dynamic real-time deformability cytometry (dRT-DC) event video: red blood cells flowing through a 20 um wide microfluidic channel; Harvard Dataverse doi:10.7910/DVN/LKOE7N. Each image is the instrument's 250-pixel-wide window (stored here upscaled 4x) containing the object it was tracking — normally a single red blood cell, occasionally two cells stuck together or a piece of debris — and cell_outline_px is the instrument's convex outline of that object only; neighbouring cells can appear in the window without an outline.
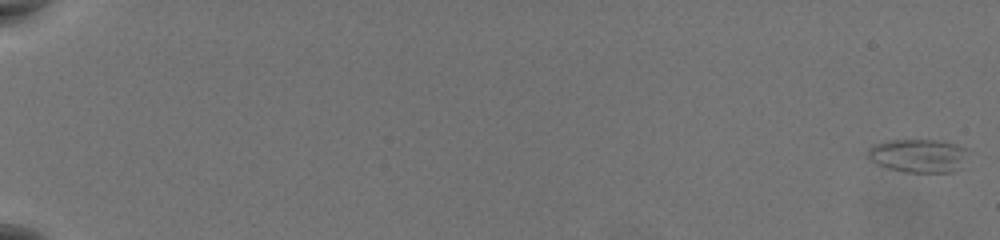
{"species": "common noctule bat (a hibernating species)", "species_latin": "Nyctalus noctula", "temperature_condition": "warm", "stored_images_in_passage": 62, "camera_frame_rate_fps": 3000, "um_per_image_px": 0.085, "animal": {"sex": "female", "body_mass_g": 19.5, "forearm_length_mm": 54.1}, "frame": {"image": 1, "passage_image": 1, "time_ms": 0.0, "image_size_px": [1000, 240], "cell_outline_px": [[968, 148], [952, 172], [904, 172], [888, 168], [876, 164], [868, 156], [868, 148], [872, 144], [888, 140], [936, 140], [956, 144]], "centroid_in_image_um": [77.94, 13.21], "position_along_channel_um": 7.1, "area_um2": 19.07}}
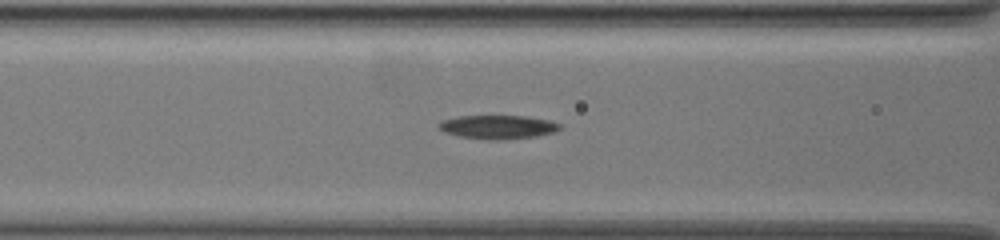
{"frame": {"image": 2, "passage_image": 30, "time_ms": 9.667, "image_size_px": [1000, 240], "cell_outline_px": [[560, 128], [552, 132], [536, 136], [500, 140], [488, 140], [456, 136], [444, 132], [440, 128], [440, 124], [444, 120], [460, 116], [524, 116], [548, 120], [560, 124]], "centroid_in_image_um": [42.3, 10.8], "position_along_channel_um": 124.3, "area_um2": 16.47}}
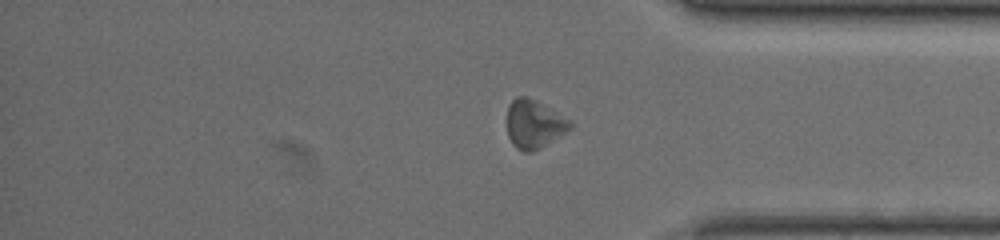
{"frame": {"image": 3, "passage_image": 52, "time_ms": 17.0, "image_size_px": [1000, 240], "cell_outline_px": [[572, 128], [540, 148], [532, 152], [524, 152], [516, 148], [512, 144], [508, 136], [508, 104], [516, 96], [524, 96], [532, 100], [568, 120], [572, 124]], "centroid_in_image_um": [45.34, 10.59], "position_along_channel_um": 389.9, "area_um2": 17.17}}